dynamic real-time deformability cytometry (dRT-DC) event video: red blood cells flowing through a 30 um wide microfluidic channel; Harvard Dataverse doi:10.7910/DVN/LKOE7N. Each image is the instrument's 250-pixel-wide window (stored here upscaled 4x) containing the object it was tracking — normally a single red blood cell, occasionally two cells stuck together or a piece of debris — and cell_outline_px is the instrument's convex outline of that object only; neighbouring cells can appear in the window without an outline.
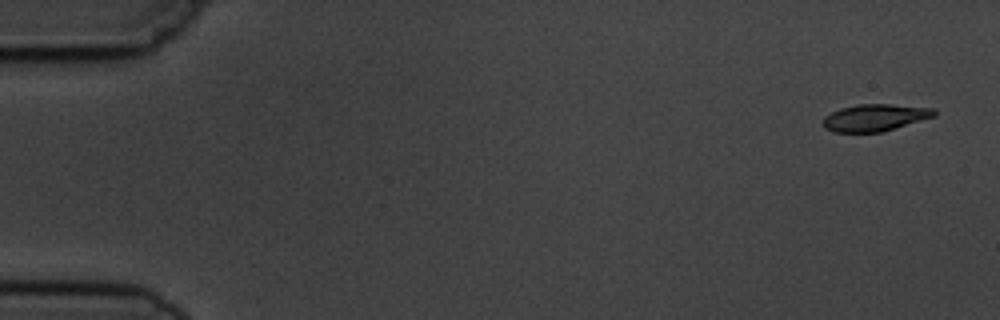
{"species": "common noctule bat (a hibernating species)", "species_latin": "Nyctalus noctula", "temperature_condition": "cold", "stored_images_in_passage": 5, "camera_frame_rate_fps": 3000, "um_per_image_px": 0.085, "animal": {"sex": "male", "body_mass_g": 19.5, "forearm_length_mm": 54.6}, "frame": {"image": 1, "passage_image": 1, "time_ms": 0.0, "image_size_px": [1000, 320], "cell_outline_px": [[936, 116], [880, 132], [832, 132], [824, 128], [824, 116], [840, 108], [856, 104], [888, 104], [936, 108]], "centroid_in_image_um": [74.37, 9.99], "position_along_channel_um": 10.6, "area_um2": 17.46}}
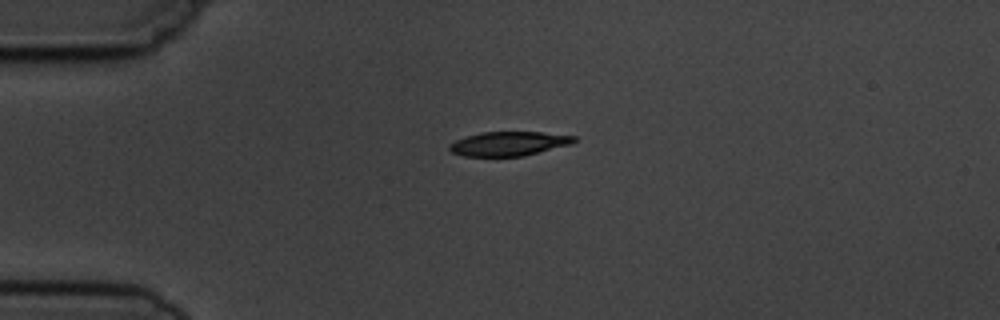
{"frame": {"image": 2, "passage_image": 4, "time_ms": 3.667, "image_size_px": [1000, 320], "cell_outline_px": [[576, 140], [572, 144], [524, 156], [464, 156], [452, 152], [448, 148], [448, 144], [456, 140], [468, 136], [484, 132], [540, 132], [576, 136]], "centroid_in_image_um": [43.26, 12.21], "position_along_channel_um": 41.7, "area_um2": 17.51}}